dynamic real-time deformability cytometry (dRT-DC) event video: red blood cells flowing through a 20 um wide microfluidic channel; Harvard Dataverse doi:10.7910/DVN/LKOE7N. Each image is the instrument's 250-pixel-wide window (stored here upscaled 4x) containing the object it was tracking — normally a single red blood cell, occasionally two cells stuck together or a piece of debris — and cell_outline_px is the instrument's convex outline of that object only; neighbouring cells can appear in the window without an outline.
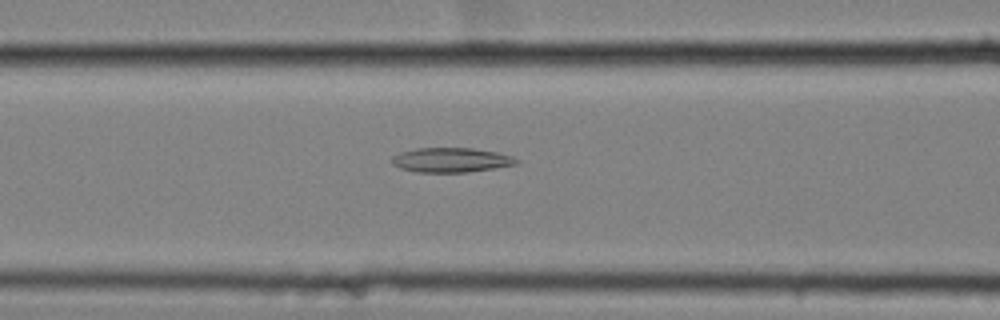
{"species": "common noctule bat (a hibernating species)", "species_latin": "Nyctalus noctula", "temperature_condition": "cold", "stored_images_in_passage": 36, "camera_frame_rate_fps": 3000, "um_per_image_px": 0.085, "animal": {"sex": "female", "body_mass_g": 25.1}, "frame": {"image": 1, "passage_image": 6, "time_ms": 1.667, "image_size_px": [1000, 320], "cell_outline_px": [[520, 160], [516, 164], [468, 172], [416, 172], [400, 168], [392, 164], [392, 156], [400, 152], [416, 148], [472, 148], [496, 152], [512, 156]], "centroid_in_image_um": [38.31, 13.59], "position_along_channel_um": 128.3, "area_um2": 17.74}}
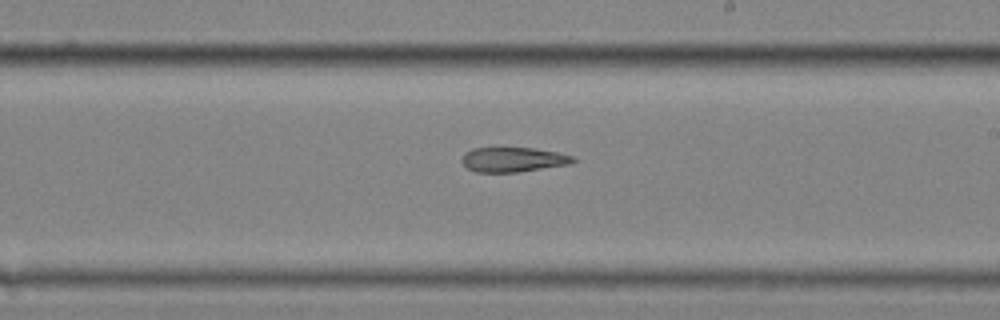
{"frame": {"image": 2, "passage_image": 16, "time_ms": 5.0, "image_size_px": [1000, 320], "cell_outline_px": [[580, 160], [568, 164], [516, 172], [476, 172], [468, 168], [460, 160], [464, 152], [472, 148], [532, 148], [556, 152], [572, 156]], "centroid_in_image_um": [43.58, 13.56], "position_along_channel_um": 245.4, "area_um2": 15.9}}
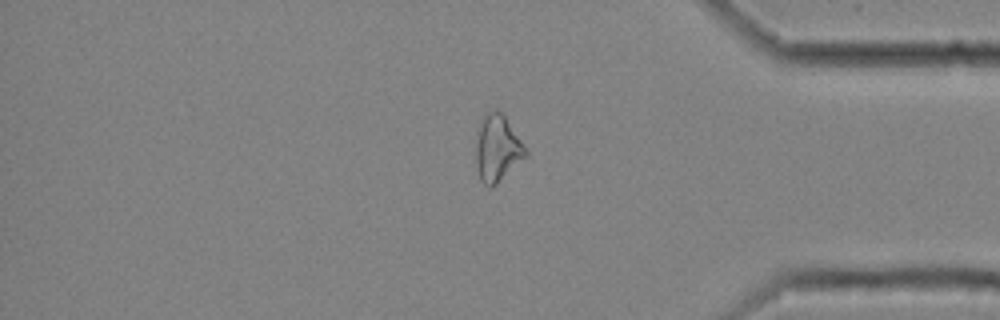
{"frame": {"image": 3, "passage_image": 30, "time_ms": 9.667, "image_size_px": [1000, 320], "cell_outline_px": [[528, 156], [492, 188], [488, 188], [480, 180], [476, 164], [476, 140], [480, 120], [488, 112], [496, 108], [504, 116], [528, 152]], "centroid_in_image_um": [42.26, 12.65], "position_along_channel_um": 392.9, "area_um2": 19.25}}